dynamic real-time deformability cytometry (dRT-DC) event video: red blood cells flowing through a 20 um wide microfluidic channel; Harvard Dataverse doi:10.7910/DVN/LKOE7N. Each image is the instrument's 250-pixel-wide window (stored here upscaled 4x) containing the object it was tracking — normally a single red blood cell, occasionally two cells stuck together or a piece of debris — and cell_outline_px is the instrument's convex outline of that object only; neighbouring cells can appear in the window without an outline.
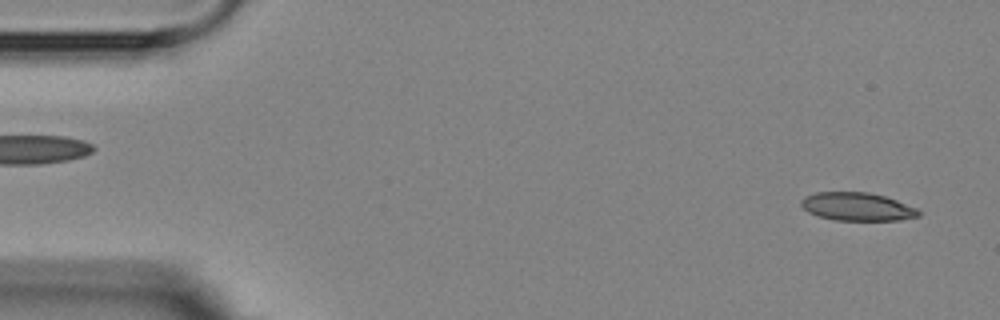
{"species": "Egyptian fruit bat (a non-hibernating species)", "species_latin": "Rousettus aegyptiacus", "temperature_condition": "room temperature", "stored_images_in_passage": 4, "camera_frame_rate_fps": 3000, "um_per_image_px": 0.085, "animal": {"sex": "female"}, "frame": {"image": 1, "passage_image": 4, "time_ms": 3.333, "image_size_px": [1000, 320], "cell_outline_px": [[920, 216], [900, 220], [836, 220], [820, 216], [808, 212], [800, 204], [800, 200], [804, 196], [816, 192], [868, 192], [884, 196], [896, 200], [916, 208], [920, 212]], "centroid_in_image_um": [72.85, 17.56], "position_along_channel_um": 12.2, "area_um2": 19.19}}